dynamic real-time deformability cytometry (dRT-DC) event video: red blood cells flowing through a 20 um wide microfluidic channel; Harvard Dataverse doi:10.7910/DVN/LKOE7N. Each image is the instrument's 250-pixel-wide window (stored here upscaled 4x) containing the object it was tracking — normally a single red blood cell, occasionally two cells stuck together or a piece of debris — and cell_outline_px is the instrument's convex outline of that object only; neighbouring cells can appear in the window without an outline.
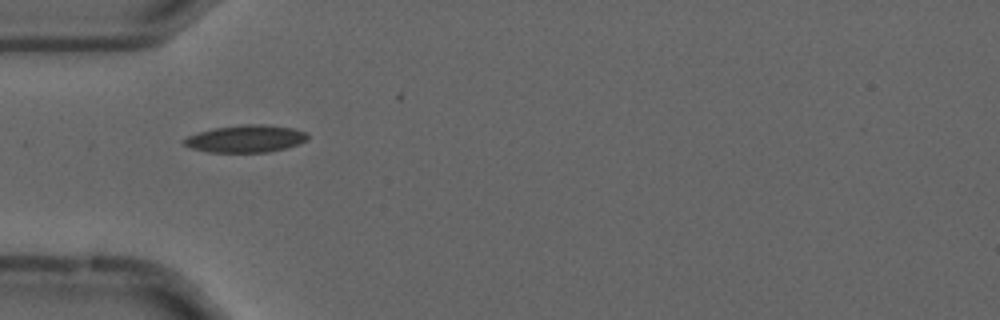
{"species": "common noctule bat (a hibernating species)", "species_latin": "Nyctalus noctula", "temperature_condition": "cold", "stored_images_in_passage": 8, "camera_frame_rate_fps": 3000, "um_per_image_px": 0.085, "animal": {"sex": "male", "forearm_length_mm": 52.5}, "frame": {"image": 1, "passage_image": 5, "time_ms": 1.333, "image_size_px": [1000, 320], "cell_outline_px": [[308, 140], [300, 144], [268, 152], [208, 152], [192, 148], [184, 144], [180, 140], [188, 136], [200, 132], [216, 128], [244, 124], [264, 124], [292, 128], [308, 132]], "centroid_in_image_um": [20.92, 11.79], "position_along_channel_um": 64.1, "area_um2": 19.65}}